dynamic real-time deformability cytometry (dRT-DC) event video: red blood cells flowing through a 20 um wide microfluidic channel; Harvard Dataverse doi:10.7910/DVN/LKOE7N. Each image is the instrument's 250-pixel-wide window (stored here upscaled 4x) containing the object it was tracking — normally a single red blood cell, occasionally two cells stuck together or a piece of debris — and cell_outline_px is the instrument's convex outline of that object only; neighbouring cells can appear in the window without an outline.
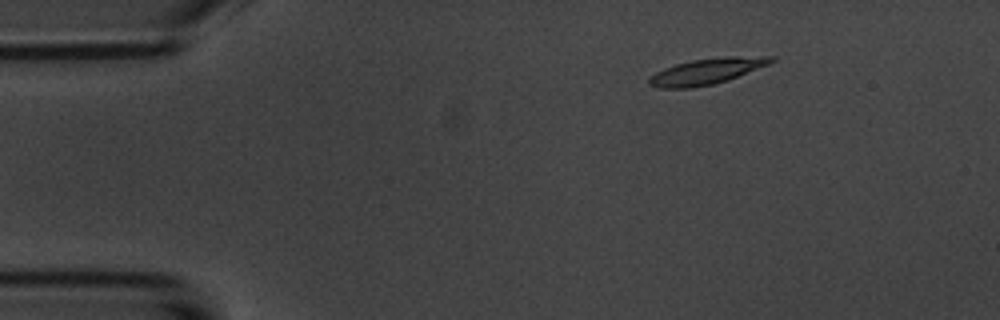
{"species": "common noctule bat (a hibernating species)", "species_latin": "Nyctalus noctula", "temperature_condition": "room temperature", "stored_images_in_passage": 5, "camera_frame_rate_fps": 3000, "um_per_image_px": 0.085, "animal": {"sex": "male", "body_mass_g": 20.1, "forearm_length_mm": 53.5}, "frame": {"image": 1, "passage_image": 2, "time_ms": 2.0, "image_size_px": [1000, 320], "cell_outline_px": [[776, 60], [768, 64], [728, 80], [712, 84], [688, 88], [660, 88], [648, 84], [648, 80], [656, 72], [664, 68], [676, 64], [692, 60], [732, 56], [776, 56]], "centroid_in_image_um": [60.09, 6.05], "position_along_channel_um": 24.9, "area_um2": 18.15}}
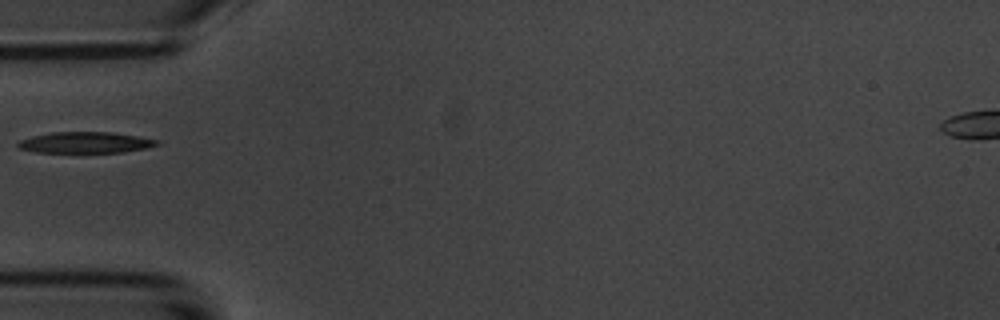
{"frame": {"image": 2, "passage_image": 5, "time_ms": 5.333, "image_size_px": [1000, 320], "cell_outline_px": [[160, 144], [144, 148], [120, 152], [36, 152], [20, 148], [16, 144], [20, 140], [32, 136], [52, 132], [112, 132], [160, 140]], "centroid_in_image_um": [7.25, 12.1], "position_along_channel_um": 77.7, "area_um2": 16.88}}